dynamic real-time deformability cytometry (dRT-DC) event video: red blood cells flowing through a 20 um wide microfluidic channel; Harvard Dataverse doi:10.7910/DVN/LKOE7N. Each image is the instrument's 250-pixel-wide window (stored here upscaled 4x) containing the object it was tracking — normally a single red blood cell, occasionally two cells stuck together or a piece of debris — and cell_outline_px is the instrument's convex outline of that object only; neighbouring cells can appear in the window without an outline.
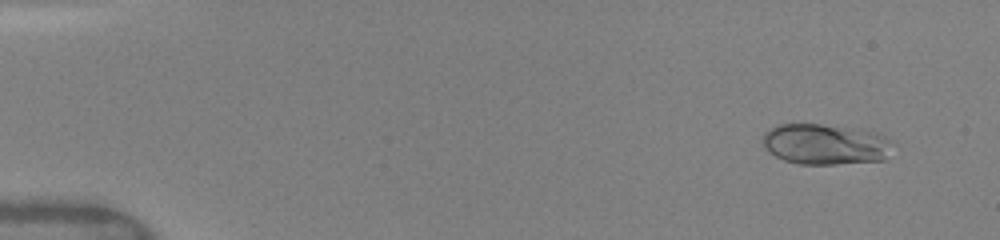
{"species": "human", "species_latin": "Homo sapiens", "temperature_condition": "warm", "stored_images_in_passage": 18, "camera_frame_rate_fps": 3000, "um_per_image_px": 0.085, "donor": {"sex": "female"}, "frame": {"image": 1, "passage_image": 4, "time_ms": 1.0, "image_size_px": [1000, 240], "cell_outline_px": [[888, 140], [884, 160], [836, 164], [800, 164], [784, 160], [776, 156], [764, 144], [764, 132], [776, 124], [820, 124], [860, 128], [876, 132], [884, 136]], "centroid_in_image_um": [70.11, 12.24], "position_along_channel_um": 14.9, "area_um2": 30.35}}
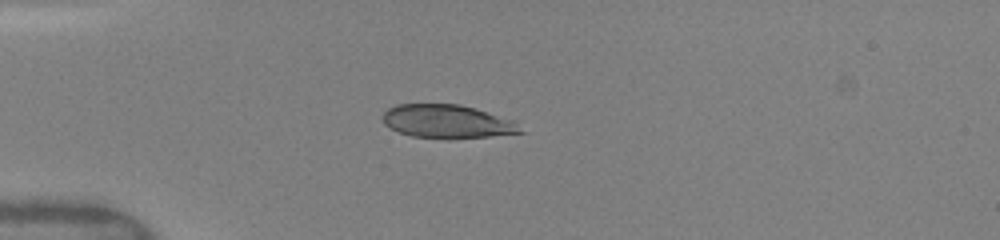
{"frame": {"image": 2, "passage_image": 15, "time_ms": 4.333, "image_size_px": [1000, 240], "cell_outline_px": [[524, 132], [488, 136], [412, 136], [400, 132], [384, 124], [384, 112], [388, 108], [396, 104], [460, 104], [476, 108], [512, 120]], "centroid_in_image_um": [37.98, 10.27], "position_along_channel_um": 47.0, "area_um2": 25.72}}
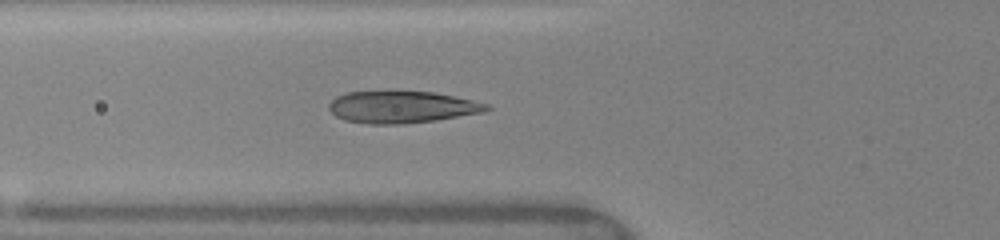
{"frame": {"image": 3, "passage_image": 18, "time_ms": 6.0, "image_size_px": [1000, 240], "cell_outline_px": [[492, 108], [484, 112], [436, 120], [400, 124], [372, 124], [344, 120], [336, 116], [328, 108], [328, 104], [336, 96], [348, 92], [432, 92], [472, 100], [488, 104]], "centroid_in_image_um": [34.15, 9.11], "position_along_channel_um": 91.7, "area_um2": 29.02}}